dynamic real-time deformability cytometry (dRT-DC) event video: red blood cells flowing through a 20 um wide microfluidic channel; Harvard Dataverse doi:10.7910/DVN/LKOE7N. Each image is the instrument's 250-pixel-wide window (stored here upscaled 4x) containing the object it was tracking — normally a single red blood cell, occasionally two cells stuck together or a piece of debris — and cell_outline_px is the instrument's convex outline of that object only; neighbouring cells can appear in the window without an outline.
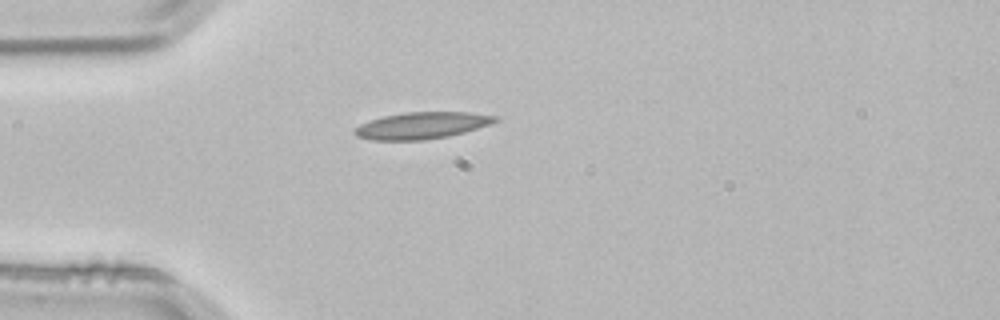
{"species": "common noctule bat (a hibernating species)", "species_latin": "Nyctalus noctula", "temperature_condition": "room temperature", "stored_images_in_passage": 1, "camera_frame_rate_fps": 3000, "um_per_image_px": 0.085, "animal": {"sex": "male", "body_mass_g": 21.5, "forearm_length_mm": 52.0}, "frame": {"image": 1, "passage_image": 1, "time_ms": 0.0, "image_size_px": [1000, 320], "cell_outline_px": [[500, 120], [464, 132], [448, 136], [424, 140], [372, 140], [356, 136], [352, 132], [360, 124], [384, 116], [404, 112], [472, 112], [496, 116]], "centroid_in_image_um": [35.85, 10.66], "position_along_channel_um": 49.2, "area_um2": 21.73}}